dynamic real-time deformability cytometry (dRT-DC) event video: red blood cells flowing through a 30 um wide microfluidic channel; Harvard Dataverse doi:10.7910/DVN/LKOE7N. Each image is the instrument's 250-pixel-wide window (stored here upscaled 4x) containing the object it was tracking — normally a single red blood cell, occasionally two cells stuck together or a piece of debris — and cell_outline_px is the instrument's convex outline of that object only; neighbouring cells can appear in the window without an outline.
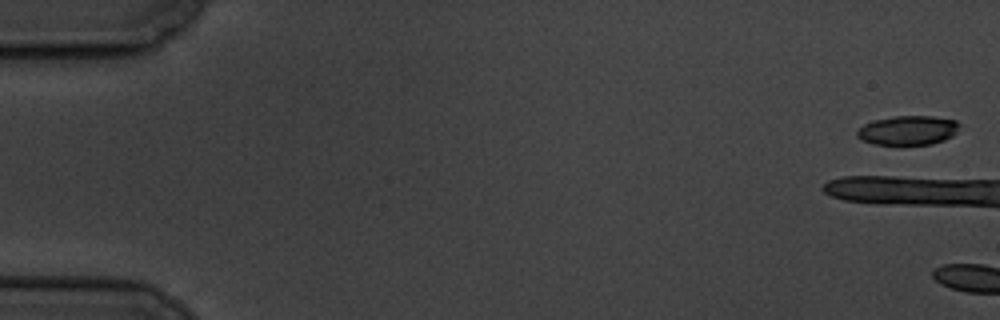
{"species": "common noctule bat (a hibernating species)", "species_latin": "Nyctalus noctula", "temperature_condition": "cold", "stored_images_in_passage": 8, "camera_frame_rate_fps": 3000, "um_per_image_px": 0.085, "animal": {"sex": "male", "body_mass_g": 19.5, "forearm_length_mm": 54.6}, "frame": {"image": 1, "passage_image": 1, "time_ms": 0.0, "image_size_px": [1000, 320], "cell_outline_px": [[960, 124], [956, 132], [952, 136], [944, 140], [932, 144], [876, 144], [864, 140], [856, 136], [856, 132], [864, 124], [872, 120], [892, 116], [932, 116], [956, 120]], "centroid_in_image_um": [77.19, 11.06], "position_along_channel_um": 7.8, "area_um2": 17.4}}